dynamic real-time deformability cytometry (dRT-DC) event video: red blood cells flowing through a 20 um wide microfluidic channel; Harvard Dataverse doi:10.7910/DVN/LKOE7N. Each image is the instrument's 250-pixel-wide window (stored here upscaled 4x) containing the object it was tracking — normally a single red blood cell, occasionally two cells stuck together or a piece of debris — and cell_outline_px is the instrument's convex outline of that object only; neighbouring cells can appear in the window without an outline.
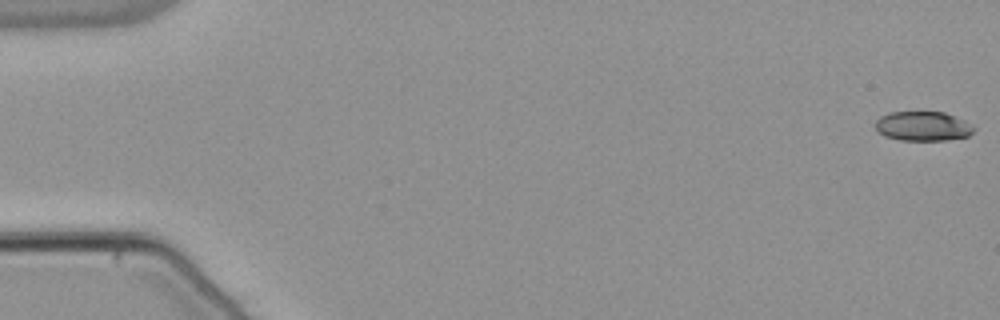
{"species": "common noctule bat (a hibernating species)", "species_latin": "Nyctalus noctula", "temperature_condition": "warm", "stored_images_in_passage": 55, "camera_frame_rate_fps": 3000, "um_per_image_px": 0.085, "animal": {"sex": "male", "body_mass_g": 21.5, "forearm_length_mm": 52.0}, "frame": {"image": 1, "passage_image": 1, "time_ms": 0.0, "image_size_px": [1000, 320], "cell_outline_px": [[976, 128], [968, 136], [944, 140], [900, 140], [884, 136], [876, 128], [876, 120], [880, 116], [888, 112], [944, 112], [964, 120], [972, 124]], "centroid_in_image_um": [78.45, 10.72], "position_along_channel_um": 6.6, "area_um2": 16.88}}
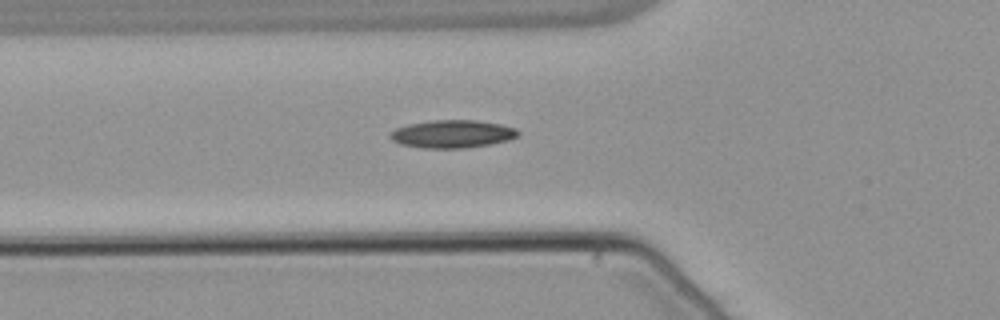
{"frame": {"image": 2, "passage_image": 20, "time_ms": 6.333, "image_size_px": [1000, 320], "cell_outline_px": [[520, 132], [516, 136], [508, 140], [488, 144], [464, 148], [424, 148], [400, 144], [392, 140], [388, 136], [388, 132], [396, 128], [408, 124], [432, 120], [476, 120], [500, 124], [516, 128]], "centroid_in_image_um": [38.4, 11.38], "position_along_channel_um": 87.4, "area_um2": 20.75}}
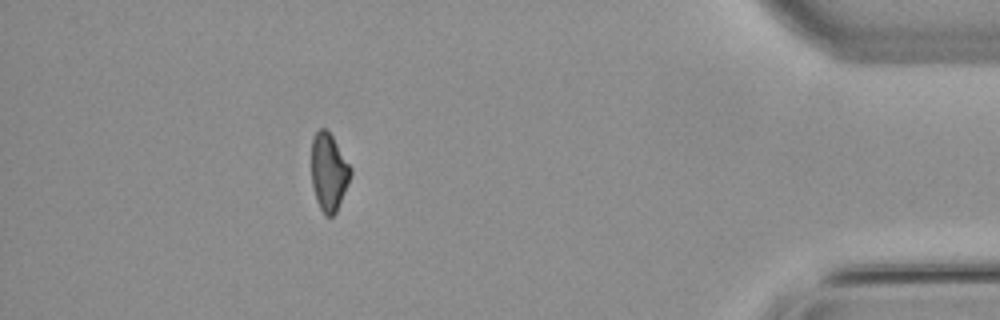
{"frame": {"image": 3, "passage_image": 49, "time_ms": 16.0, "image_size_px": [1000, 320], "cell_outline_px": [[352, 172], [348, 184], [336, 212], [332, 216], [324, 216], [316, 200], [312, 184], [312, 136], [320, 128], [324, 128], [332, 136], [352, 168]], "centroid_in_image_um": [27.95, 14.63], "position_along_channel_um": 407.3, "area_um2": 17.63}, "authors_computed_cell_mechanics": {"area_um2": 18.6694, "velocity_mm_per_s": 3.829, "shape_relaxation_time_tau1_ms": 11.0795, "shape_relaxation_time_tau2_ms": null, "deformation_change_tau1": 0.2271, "deformation_change_tau2": null}}